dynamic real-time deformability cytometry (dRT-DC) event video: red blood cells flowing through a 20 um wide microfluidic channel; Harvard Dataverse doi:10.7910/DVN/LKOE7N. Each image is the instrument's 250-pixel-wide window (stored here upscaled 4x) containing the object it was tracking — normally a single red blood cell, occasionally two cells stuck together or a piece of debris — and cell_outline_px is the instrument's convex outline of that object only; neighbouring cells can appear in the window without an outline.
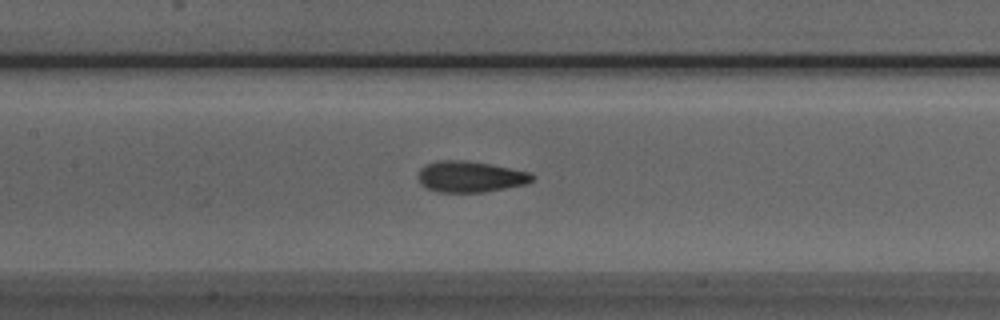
{"species": "Egyptian fruit bat (a non-hibernating species)", "species_latin": "Rousettus aegyptiacus", "temperature_condition": "room temperature", "stored_images_in_passage": 27, "camera_frame_rate_fps": 3000, "um_per_image_px": 0.085, "animal": {"sex": "male"}, "frame": {"image": 1, "passage_image": 8, "time_ms": 2.333, "image_size_px": [1000, 320], "cell_outline_px": [[536, 180], [524, 184], [484, 192], [440, 192], [428, 188], [420, 184], [416, 176], [420, 168], [424, 164], [436, 160], [468, 160], [492, 164], [532, 172], [536, 176]], "centroid_in_image_um": [39.97, 14.99], "position_along_channel_um": 167.4, "area_um2": 21.1}}
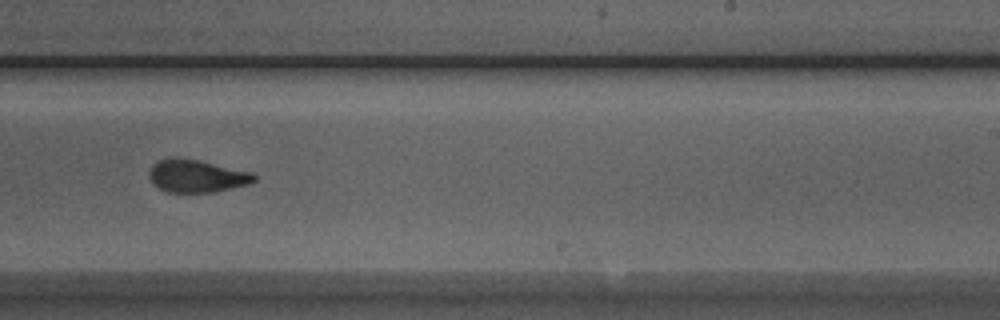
{"frame": {"image": 2, "passage_image": 16, "time_ms": 5.0, "image_size_px": [1000, 320], "cell_outline_px": [[256, 180], [248, 184], [212, 192], [168, 192], [152, 184], [148, 176], [148, 172], [152, 164], [160, 160], [176, 156], [200, 160], [252, 172], [256, 176]], "centroid_in_image_um": [16.68, 14.94], "position_along_channel_um": 272.3, "area_um2": 20.11}}
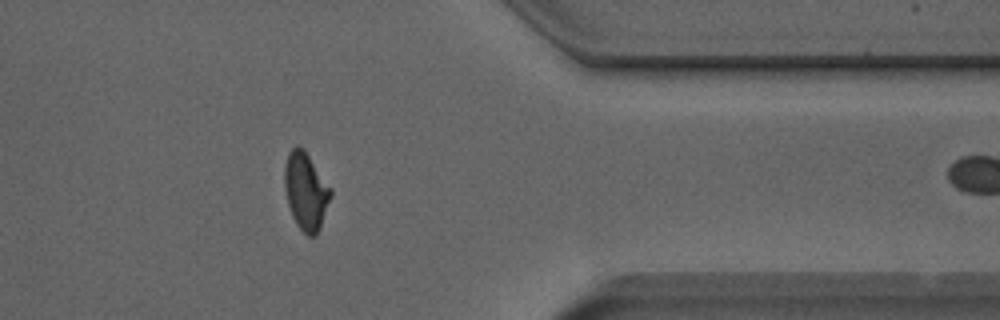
{"frame": {"image": 3, "passage_image": 26, "time_ms": 8.333, "image_size_px": [1000, 320], "cell_outline_px": [[332, 196], [320, 228], [316, 236], [308, 236], [296, 224], [292, 216], [288, 204], [284, 188], [284, 168], [288, 152], [296, 144], [304, 148], [332, 188]], "centroid_in_image_um": [26.0, 16.22], "position_along_channel_um": 385.4, "area_um2": 21.15}}